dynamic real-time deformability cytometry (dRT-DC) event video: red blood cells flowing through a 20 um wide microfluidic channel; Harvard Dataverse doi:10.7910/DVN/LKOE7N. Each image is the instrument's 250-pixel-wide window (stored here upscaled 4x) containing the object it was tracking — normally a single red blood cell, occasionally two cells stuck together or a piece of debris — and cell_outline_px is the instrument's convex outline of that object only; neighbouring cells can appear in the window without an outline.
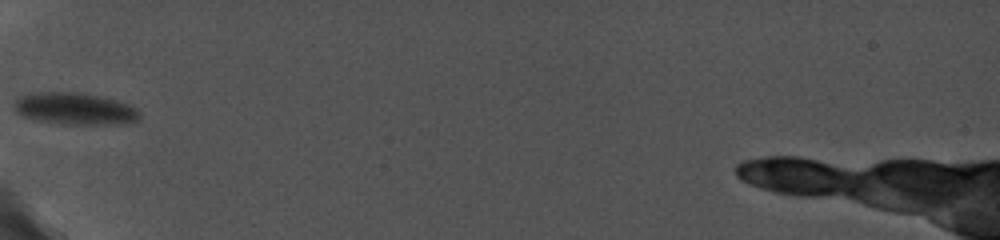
{"species": "common noctule bat (a hibernating species)", "species_latin": "Nyctalus noctula", "temperature_condition": "cold", "stored_images_in_passage": 12, "camera_frame_rate_fps": 5000, "um_per_image_px": 0.085, "animal": {"sex": "female", "body_mass_g": 19.0, "forearm_length_mm": 56.7}, "frame": {"image": 1, "passage_image": 1, "time_ms": 0.0, "image_size_px": [1000, 240], "cell_outline_px": [[140, 120], [124, 124], [72, 124], [36, 120], [20, 116], [12, 108], [12, 104], [20, 96], [32, 92], [72, 92], [96, 96], [116, 100], [128, 104], [136, 108], [140, 112]], "centroid_in_image_um": [6.33, 9.24], "position_along_channel_um": 78.7, "area_um2": 23.41}}